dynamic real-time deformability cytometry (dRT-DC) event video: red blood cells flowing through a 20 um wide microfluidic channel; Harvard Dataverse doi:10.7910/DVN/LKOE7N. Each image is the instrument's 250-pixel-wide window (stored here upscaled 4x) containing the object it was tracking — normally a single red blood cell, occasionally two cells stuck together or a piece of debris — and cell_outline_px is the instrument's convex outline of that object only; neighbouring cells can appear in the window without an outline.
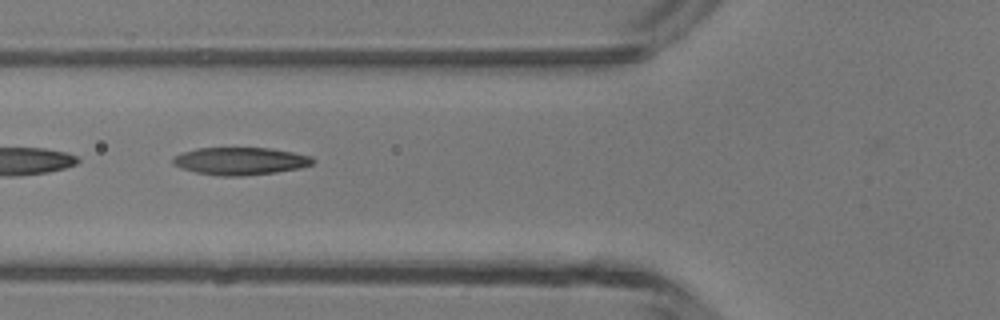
{"species": "common noctule bat (a hibernating species)", "species_latin": "Nyctalus noctula", "temperature_condition": "room temperature", "stored_images_in_passage": 6, "camera_frame_rate_fps": 3000, "um_per_image_px": 0.085, "animal": {"sex": "male", "body_mass_g": 13.3}, "frame": {"image": 1, "passage_image": 6, "time_ms": 5.667, "image_size_px": [1000, 320], "cell_outline_px": [[316, 160], [312, 164], [300, 168], [276, 172], [240, 176], [220, 176], [196, 172], [172, 164], [172, 160], [176, 156], [184, 152], [196, 148], [272, 148], [312, 156]], "centroid_in_image_um": [20.47, 13.69], "position_along_channel_um": 105.3, "area_um2": 22.31}}